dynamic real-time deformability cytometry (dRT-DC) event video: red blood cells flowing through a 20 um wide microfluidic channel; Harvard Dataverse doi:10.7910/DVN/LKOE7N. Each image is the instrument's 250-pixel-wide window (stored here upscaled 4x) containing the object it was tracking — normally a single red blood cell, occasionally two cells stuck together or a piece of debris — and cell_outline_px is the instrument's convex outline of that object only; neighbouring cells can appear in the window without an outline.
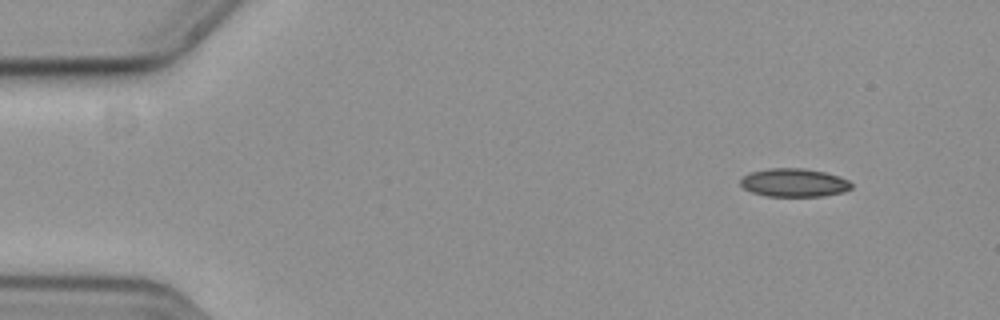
{"species": "common noctule bat (a hibernating species)", "species_latin": "Nyctalus noctula", "temperature_condition": "cold", "stored_images_in_passage": 47, "camera_frame_rate_fps": 3000, "um_per_image_px": 0.085, "animal": {"sex": "female", "body_mass_g": 19.3, "forearm_length_mm": 54.1}, "frame": {"image": 1, "passage_image": 1, "time_ms": 0.0, "image_size_px": [1000, 320], "cell_outline_px": [[852, 188], [844, 192], [824, 196], [768, 196], [752, 192], [744, 188], [740, 184], [740, 180], [748, 172], [768, 168], [804, 168], [824, 172], [848, 180], [852, 184]], "centroid_in_image_um": [67.48, 15.52], "position_along_channel_um": 17.5, "area_um2": 18.32}}
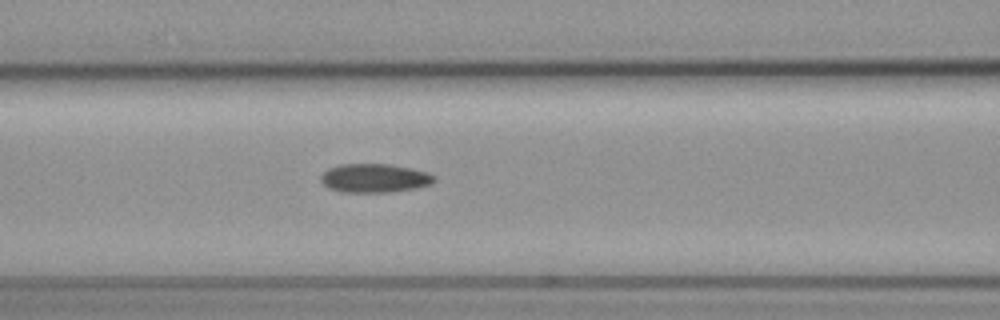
{"frame": {"image": 2, "passage_image": 19, "time_ms": 6.0, "image_size_px": [1000, 320], "cell_outline_px": [[436, 180], [432, 184], [412, 188], [388, 192], [344, 192], [328, 188], [320, 180], [320, 176], [328, 168], [340, 164], [388, 164], [428, 172], [436, 176]], "centroid_in_image_um": [31.82, 15.14], "position_along_channel_um": 134.8, "area_um2": 18.9}}
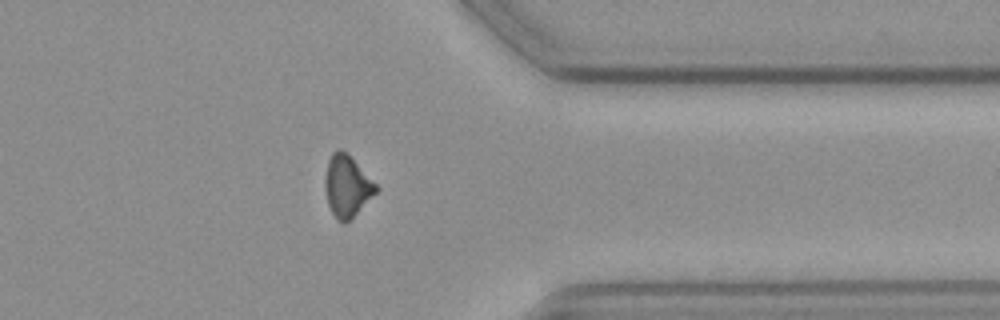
{"frame": {"image": 3, "passage_image": 40, "time_ms": 13.0, "image_size_px": [1000, 320], "cell_outline_px": [[380, 188], [344, 224], [336, 220], [328, 204], [324, 188], [324, 180], [328, 160], [332, 152], [336, 148], [340, 148], [348, 152]], "centroid_in_image_um": [29.47, 15.76], "position_along_channel_um": 381.9, "area_um2": 18.32}}